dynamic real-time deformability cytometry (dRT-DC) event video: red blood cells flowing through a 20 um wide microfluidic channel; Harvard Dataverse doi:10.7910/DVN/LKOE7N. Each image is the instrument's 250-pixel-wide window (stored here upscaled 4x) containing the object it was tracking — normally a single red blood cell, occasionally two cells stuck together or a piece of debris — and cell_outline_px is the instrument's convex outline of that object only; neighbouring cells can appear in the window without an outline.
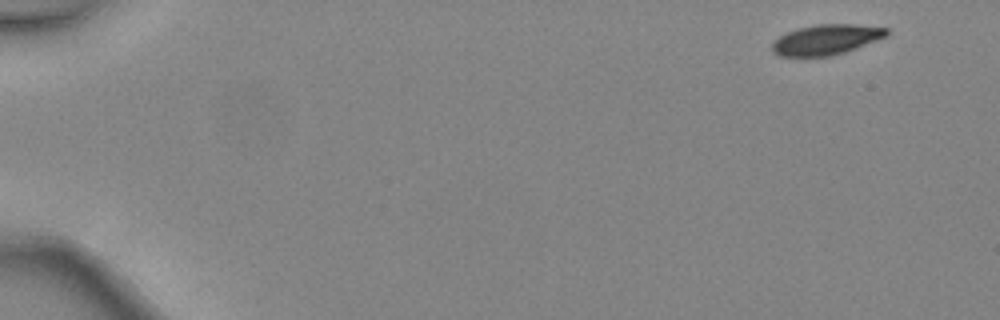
{"species": "common noctule bat (a hibernating species)", "species_latin": "Nyctalus noctula", "temperature_condition": "warm", "stored_images_in_passage": 5, "camera_frame_rate_fps": 3000, "um_per_image_px": 0.085, "animal": {"sex": "female", "body_mass_g": 24.6, "forearm_length_mm": 56.2}, "frame": {"image": 1, "passage_image": 1, "time_ms": 0.0, "image_size_px": [1000, 320], "cell_outline_px": [[888, 36], [844, 52], [828, 56], [780, 56], [772, 52], [772, 44], [780, 36], [796, 28], [816, 24], [856, 24], [888, 28]], "centroid_in_image_um": [70.23, 3.35], "position_along_channel_um": 14.8, "area_um2": 20.06}}
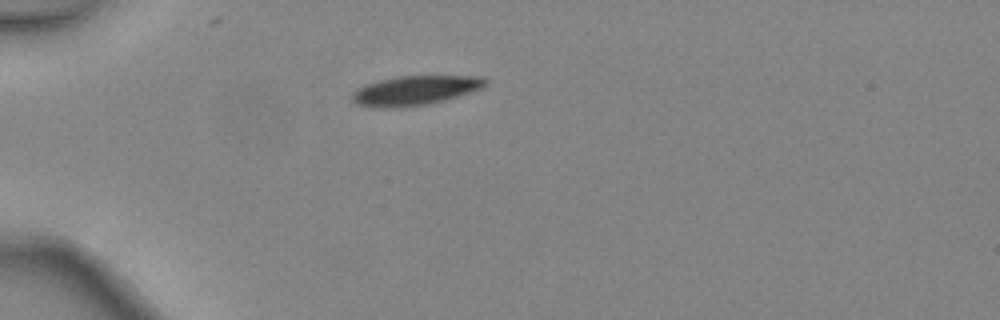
{"frame": {"image": 2, "passage_image": 4, "time_ms": 1.0, "image_size_px": [1000, 320], "cell_outline_px": [[488, 84], [480, 88], [444, 100], [428, 104], [392, 108], [372, 108], [356, 104], [352, 100], [352, 92], [356, 88], [364, 84], [380, 80], [400, 76], [484, 76], [488, 80]], "centroid_in_image_um": [35.23, 7.69], "position_along_channel_um": 49.8, "area_um2": 22.89}}